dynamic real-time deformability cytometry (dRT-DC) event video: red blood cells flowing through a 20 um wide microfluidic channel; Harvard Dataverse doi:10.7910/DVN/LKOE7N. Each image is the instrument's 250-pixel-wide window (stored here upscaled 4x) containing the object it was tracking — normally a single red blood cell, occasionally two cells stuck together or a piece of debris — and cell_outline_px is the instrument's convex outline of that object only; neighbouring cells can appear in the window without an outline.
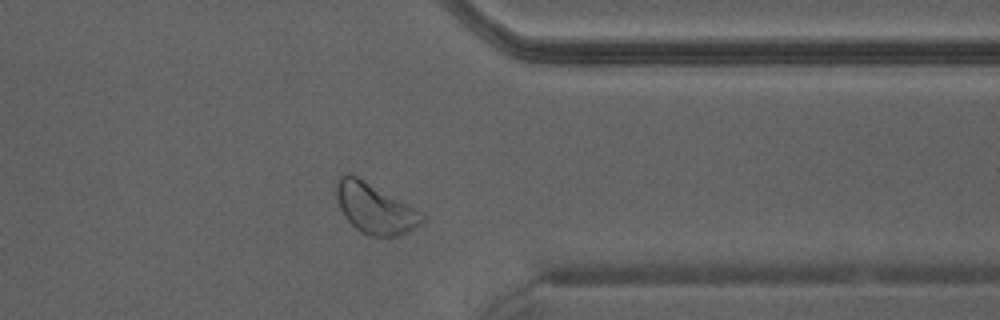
{"species": "Egyptian fruit bat (a non-hibernating species)", "species_latin": "Rousettus aegyptiacus", "temperature_condition": "warm", "stored_images_in_passage": 33, "camera_frame_rate_fps": 3000, "um_per_image_px": 0.085, "animal": {"sex": "male"}, "frame": {"image": 1, "passage_image": 24, "time_ms": 7.667, "image_size_px": [1000, 320], "cell_outline_px": [[424, 224], [408, 232], [396, 236], [368, 236], [356, 228], [344, 216], [336, 200], [336, 184], [340, 176], [348, 172], [356, 176], [424, 212]], "centroid_in_image_um": [31.89, 17.73], "position_along_channel_um": 379.5, "area_um2": 25.14}}